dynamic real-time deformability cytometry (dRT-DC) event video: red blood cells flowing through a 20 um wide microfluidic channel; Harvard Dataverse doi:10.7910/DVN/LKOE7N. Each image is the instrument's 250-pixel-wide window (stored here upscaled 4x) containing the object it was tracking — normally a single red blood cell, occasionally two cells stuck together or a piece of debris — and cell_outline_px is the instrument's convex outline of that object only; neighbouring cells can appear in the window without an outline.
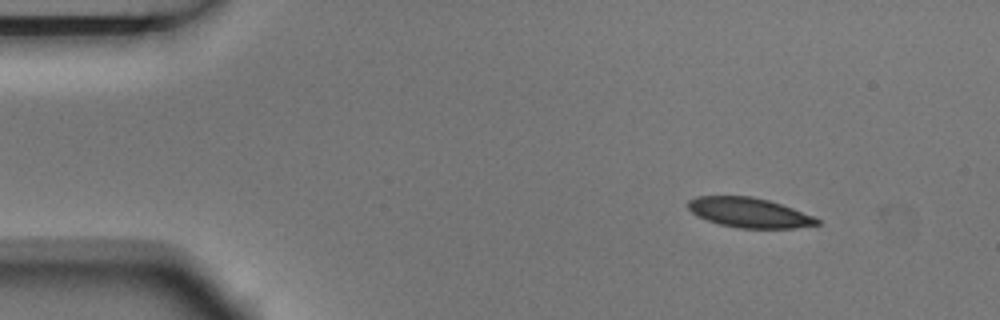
{"species": "Egyptian fruit bat (a non-hibernating species)", "species_latin": "Rousettus aegyptiacus", "temperature_condition": "room temperature", "stored_images_in_passage": 6, "camera_frame_rate_fps": 3000, "um_per_image_px": 0.085, "animal": {"sex": "male"}, "frame": {"image": 1, "passage_image": 1, "time_ms": 0.0, "image_size_px": [1000, 320], "cell_outline_px": [[820, 224], [796, 228], [736, 228], [720, 224], [696, 216], [688, 208], [688, 200], [696, 196], [752, 196], [768, 200], [792, 208], [812, 216], [820, 220]], "centroid_in_image_um": [63.65, 18.07], "position_along_channel_um": 21.3, "area_um2": 22.31}}
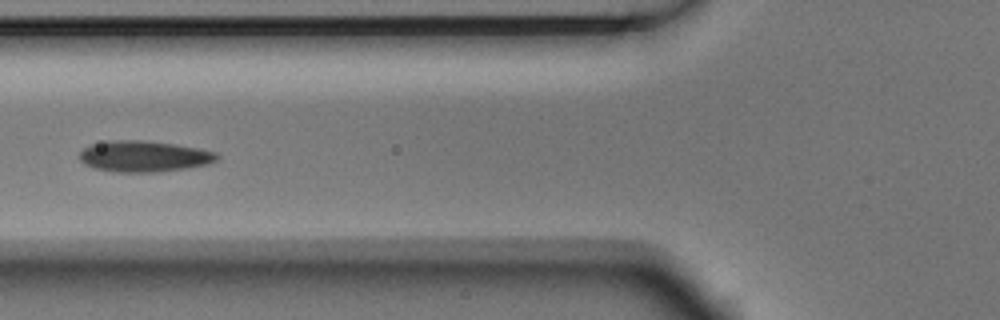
{"frame": {"image": 2, "passage_image": 5, "time_ms": 1.333, "image_size_px": [1000, 320], "cell_outline_px": [[220, 156], [216, 160], [208, 164], [188, 168], [156, 172], [112, 172], [92, 168], [84, 164], [80, 160], [80, 152], [84, 148], [92, 144], [108, 140], [144, 140], [176, 144], [200, 148], [216, 152]], "centroid_in_image_um": [12.24, 13.29], "position_along_channel_um": 113.6, "area_um2": 25.2}}
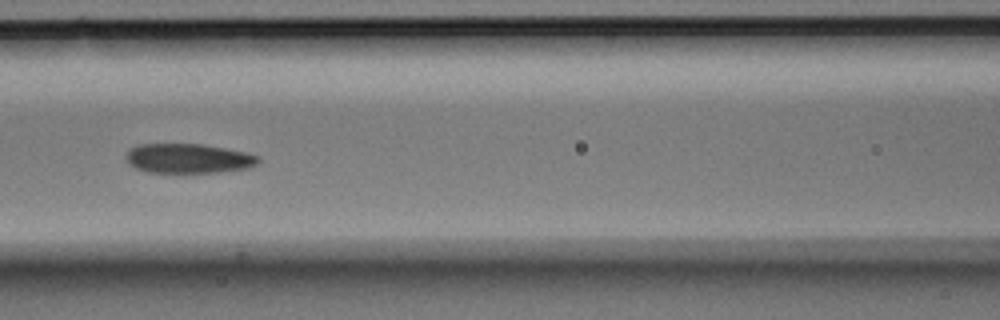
{"frame": {"image": 3, "passage_image": 6, "time_ms": 1.667, "image_size_px": [1000, 320], "cell_outline_px": [[260, 160], [256, 164], [248, 168], [216, 172], [148, 172], [136, 168], [128, 164], [124, 156], [128, 148], [140, 144], [204, 144], [248, 152], [260, 156]], "centroid_in_image_um": [15.99, 13.45], "position_along_channel_um": 150.6, "area_um2": 23.0}}